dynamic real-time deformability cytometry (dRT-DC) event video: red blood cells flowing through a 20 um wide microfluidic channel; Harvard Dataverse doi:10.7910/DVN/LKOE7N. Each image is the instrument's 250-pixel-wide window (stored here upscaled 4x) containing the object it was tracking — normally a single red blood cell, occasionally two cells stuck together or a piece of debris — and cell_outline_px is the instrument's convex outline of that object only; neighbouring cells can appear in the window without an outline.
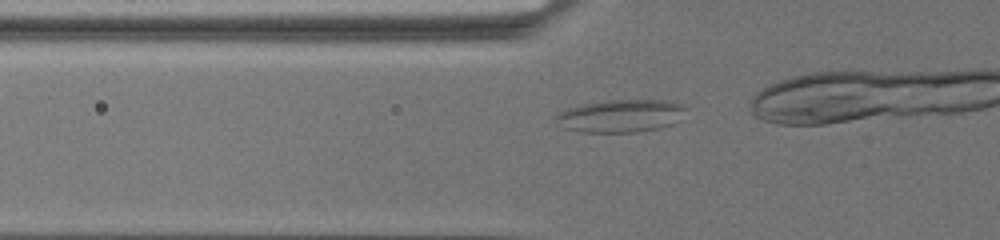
{"species": "common noctule bat (a hibernating species)", "species_latin": "Nyctalus noctula", "temperature_condition": "warm", "stored_images_in_passage": 40, "camera_frame_rate_fps": 3000, "um_per_image_px": 0.085, "animal": {"sex": "female", "body_mass_g": 19.5, "forearm_length_mm": 54.1}, "frame": {"image": 1, "passage_image": 8, "time_ms": 2.333, "image_size_px": [1000, 240], "cell_outline_px": [[688, 108], [680, 120], [676, 124], [660, 128], [636, 132], [580, 132], [564, 128], [552, 120], [552, 116], [568, 108], [580, 104], [600, 100], [668, 100], [684, 104]], "centroid_in_image_um": [52.77, 9.84], "position_along_channel_um": 73.0, "area_um2": 25.55}}
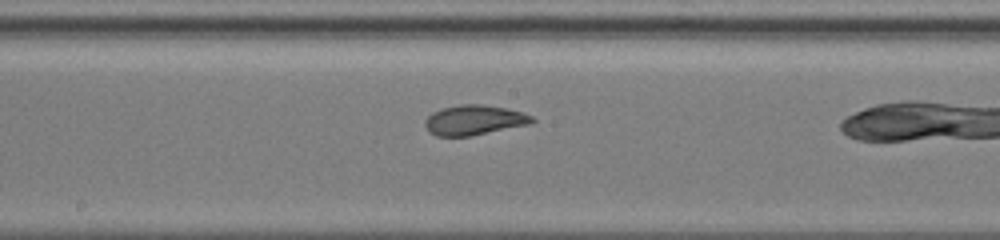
{"frame": {"image": 2, "passage_image": 22, "time_ms": 7.0, "image_size_px": [1000, 240], "cell_outline_px": [[536, 120], [532, 124], [472, 136], [436, 136], [428, 132], [424, 124], [424, 120], [432, 112], [440, 108], [460, 104], [480, 104], [504, 108], [524, 112], [532, 116]], "centroid_in_image_um": [40.3, 10.21], "position_along_channel_um": 207.9, "area_um2": 19.02}}
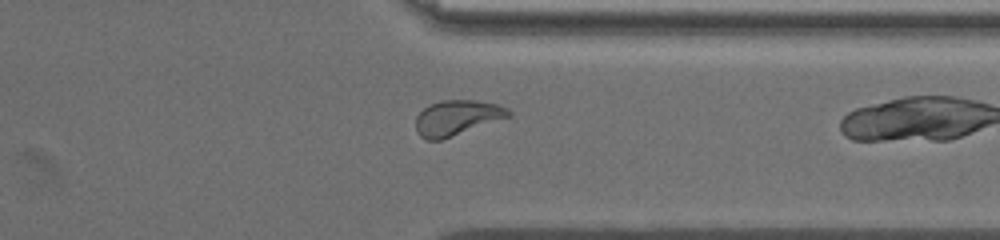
{"frame": {"image": 3, "passage_image": 39, "time_ms": 12.667, "image_size_px": [1000, 240], "cell_outline_px": [[512, 116], [440, 140], [428, 140], [420, 136], [416, 132], [416, 116], [428, 104], [440, 100], [476, 100], [496, 104], [508, 108], [512, 112]], "centroid_in_image_um": [38.84, 10.0], "position_along_channel_um": 372.6, "area_um2": 19.07}}